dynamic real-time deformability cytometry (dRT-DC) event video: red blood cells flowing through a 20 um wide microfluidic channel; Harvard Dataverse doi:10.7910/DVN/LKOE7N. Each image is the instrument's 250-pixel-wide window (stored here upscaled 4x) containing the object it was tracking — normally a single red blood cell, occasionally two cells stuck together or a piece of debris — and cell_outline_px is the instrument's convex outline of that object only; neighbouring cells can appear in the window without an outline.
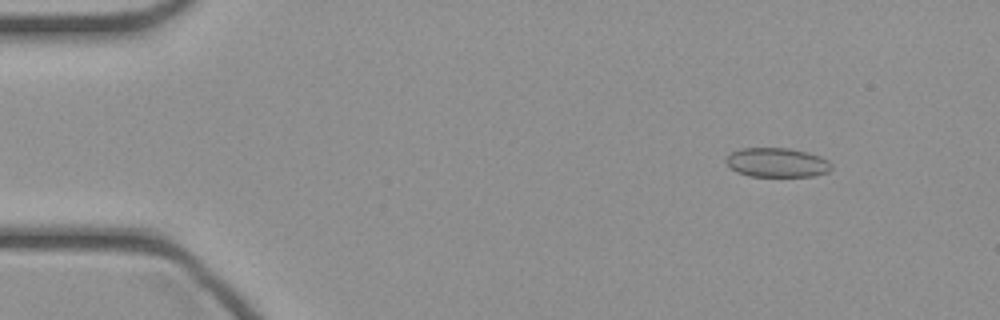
{"species": "common noctule bat (a hibernating species)", "species_latin": "Nyctalus noctula", "temperature_condition": "cold", "stored_images_in_passage": 47, "camera_frame_rate_fps": 3000, "um_per_image_px": 0.085, "animal": {"sex": "female", "body_mass_g": 21.9}, "frame": {"image": 1, "passage_image": 6, "time_ms": 1.667, "image_size_px": [1000, 320], "cell_outline_px": [[832, 168], [828, 172], [812, 176], [748, 176], [736, 172], [724, 160], [732, 152], [740, 148], [788, 148], [808, 152], [820, 156], [828, 160], [832, 164]], "centroid_in_image_um": [66.06, 13.81], "position_along_channel_um": 18.9, "area_um2": 18.03}}
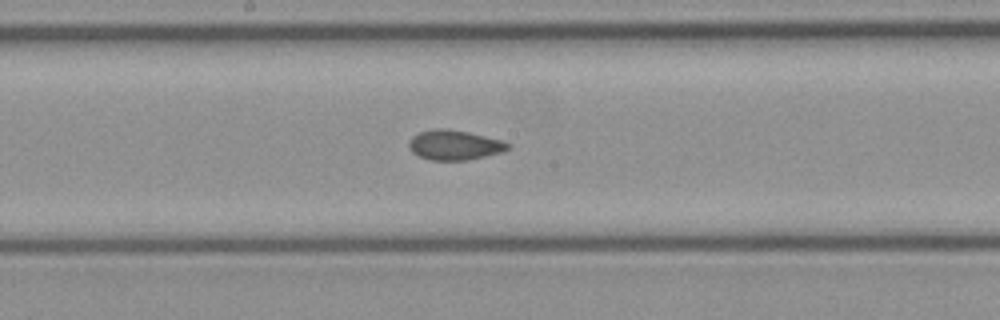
{"frame": {"image": 2, "passage_image": 25, "time_ms": 8.0, "image_size_px": [1000, 320], "cell_outline_px": [[512, 148], [500, 152], [484, 156], [464, 160], [432, 160], [420, 156], [412, 152], [408, 148], [408, 140], [412, 136], [420, 132], [432, 128], [448, 128], [468, 132], [504, 140], [512, 144]], "centroid_in_image_um": [38.63, 12.3], "position_along_channel_um": 209.6, "area_um2": 17.4}}
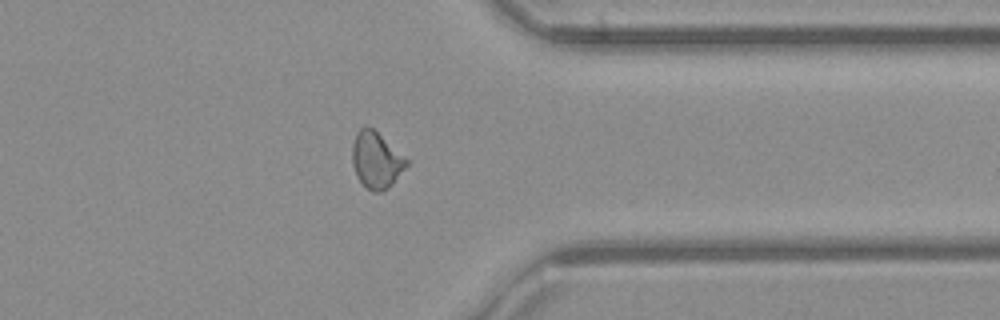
{"frame": {"image": 3, "passage_image": 37, "time_ms": 12.0, "image_size_px": [1000, 320], "cell_outline_px": [[408, 164], [392, 184], [388, 188], [380, 192], [372, 192], [356, 176], [352, 164], [352, 144], [356, 132], [360, 128], [372, 128], [408, 160]], "centroid_in_image_um": [31.96, 13.63], "position_along_channel_um": 379.4, "area_um2": 17.46}}